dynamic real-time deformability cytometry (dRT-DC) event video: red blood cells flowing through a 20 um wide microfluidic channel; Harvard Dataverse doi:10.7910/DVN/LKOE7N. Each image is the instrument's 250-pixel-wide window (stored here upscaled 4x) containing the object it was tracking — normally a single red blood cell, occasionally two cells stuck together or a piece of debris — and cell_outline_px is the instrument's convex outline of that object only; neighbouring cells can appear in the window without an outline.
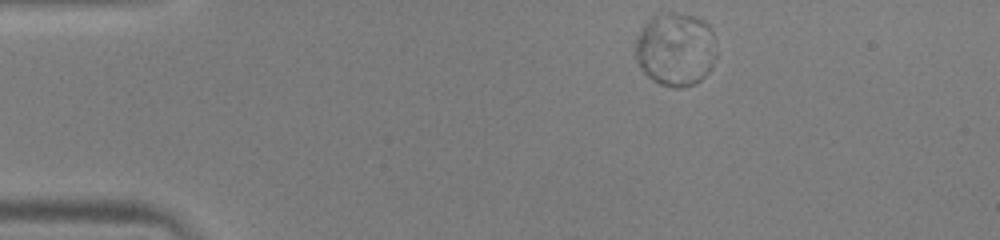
{"species": "human", "species_latin": "Homo sapiens", "temperature_condition": "warm", "stored_images_in_passage": 44, "camera_frame_rate_fps": 3000, "um_per_image_px": 0.085, "donor": {"sex": "male"}, "frame": {"image": 1, "passage_image": 1, "time_ms": 0.0, "image_size_px": [1000, 240], "cell_outline_px": [[716, 56], [712, 68], [696, 84], [680, 88], [672, 88], [660, 84], [652, 80], [640, 68], [636, 60], [636, 40], [644, 24], [652, 16], [664, 12], [672, 12], [700, 16], [708, 24], [716, 40]], "centroid_in_image_um": [57.45, 4.18], "position_along_channel_um": 27.5, "area_um2": 35.32}}
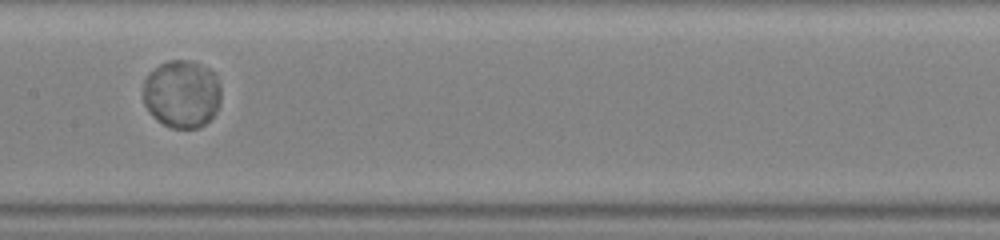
{"frame": {"image": 2, "passage_image": 19, "time_ms": 6.0, "image_size_px": [1000, 240], "cell_outline_px": [[220, 100], [216, 112], [200, 128], [172, 128], [156, 120], [148, 112], [144, 104], [144, 80], [160, 64], [168, 60], [188, 60], [208, 68], [216, 76], [220, 88]], "centroid_in_image_um": [15.45, 8.0], "position_along_channel_um": 191.9, "area_um2": 30.63}}
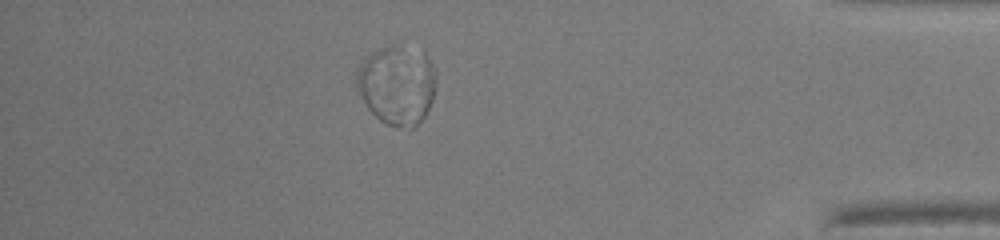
{"frame": {"image": 3, "passage_image": 38, "time_ms": 12.333, "image_size_px": [1000, 240], "cell_outline_px": [[436, 88], [432, 100], [424, 116], [412, 128], [396, 128], [380, 120], [368, 108], [360, 96], [356, 84], [356, 72], [364, 56], [384, 48], [424, 48], [436, 72]], "centroid_in_image_um": [33.77, 7.22], "position_along_channel_um": 401.4, "area_um2": 36.76}, "authors_computed_cell_mechanics": {"area_um2": 32.079, "velocity_mm_per_s": 3.907, "shape_relaxation_time_tau1_ms": 1.9555, "shape_relaxation_time_tau2_ms": null, "deformation_change_tau1": 0.0239, "deformation_change_tau2": null}}